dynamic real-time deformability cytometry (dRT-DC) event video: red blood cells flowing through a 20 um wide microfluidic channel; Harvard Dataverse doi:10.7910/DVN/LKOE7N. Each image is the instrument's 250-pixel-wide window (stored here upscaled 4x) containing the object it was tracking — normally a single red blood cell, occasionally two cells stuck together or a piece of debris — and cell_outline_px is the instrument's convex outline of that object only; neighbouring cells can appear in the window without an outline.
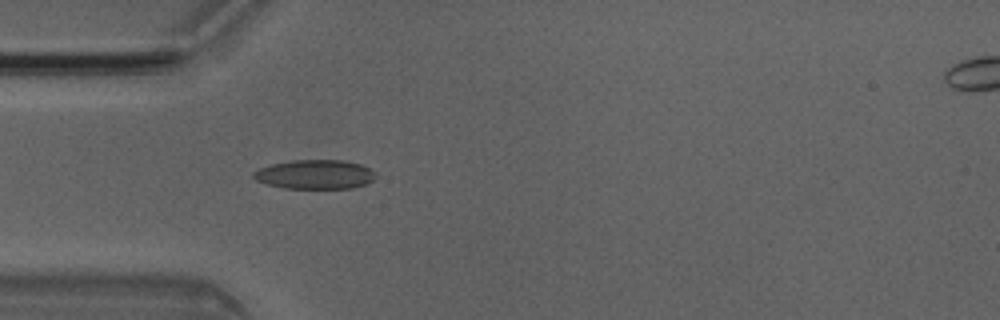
{"species": "Egyptian fruit bat (a non-hibernating species)", "species_latin": "Rousettus aegyptiacus", "temperature_condition": "room temperature", "stored_images_in_passage": 6, "camera_frame_rate_fps": 3000, "um_per_image_px": 0.085, "animal": {"sex": "male"}, "frame": {"image": 1, "passage_image": 5, "time_ms": 1.333, "image_size_px": [1000, 320], "cell_outline_px": [[376, 176], [372, 180], [364, 184], [352, 188], [284, 188], [268, 184], [256, 180], [252, 176], [252, 172], [260, 168], [272, 164], [292, 160], [344, 160], [360, 164], [376, 172]], "centroid_in_image_um": [26.77, 14.82], "position_along_channel_um": 58.2, "area_um2": 20.69}}